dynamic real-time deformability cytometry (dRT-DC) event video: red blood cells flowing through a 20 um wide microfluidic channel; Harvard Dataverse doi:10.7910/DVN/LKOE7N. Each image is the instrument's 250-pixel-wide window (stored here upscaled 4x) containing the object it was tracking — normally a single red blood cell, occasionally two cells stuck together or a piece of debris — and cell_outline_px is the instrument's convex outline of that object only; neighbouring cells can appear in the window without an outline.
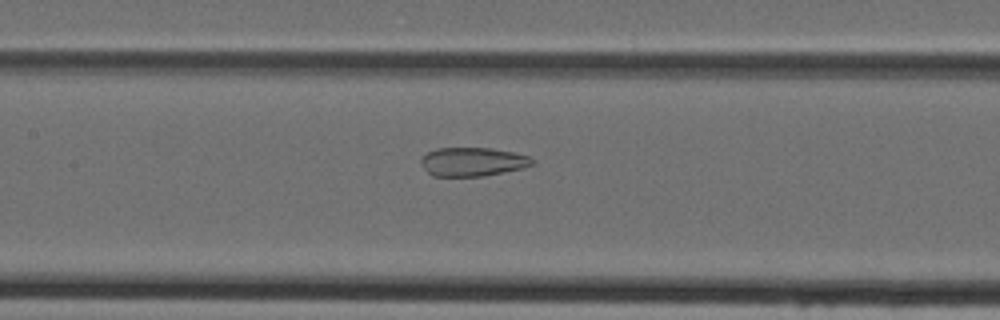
{"species": "Egyptian fruit bat (a non-hibernating species)", "species_latin": "Rousettus aegyptiacus", "temperature_condition": "cold", "stored_images_in_passage": 45, "camera_frame_rate_fps": 3000, "um_per_image_px": 0.085, "animal": {"sex": "female"}, "frame": {"image": 1, "passage_image": 20, "time_ms": 6.333, "image_size_px": [1000, 320], "cell_outline_px": [[536, 164], [520, 168], [484, 176], [432, 176], [420, 164], [420, 160], [428, 152], [436, 148], [492, 148], [516, 152], [528, 156], [536, 160]], "centroid_in_image_um": [40.2, 13.74], "position_along_channel_um": 167.2, "area_um2": 18.73}}
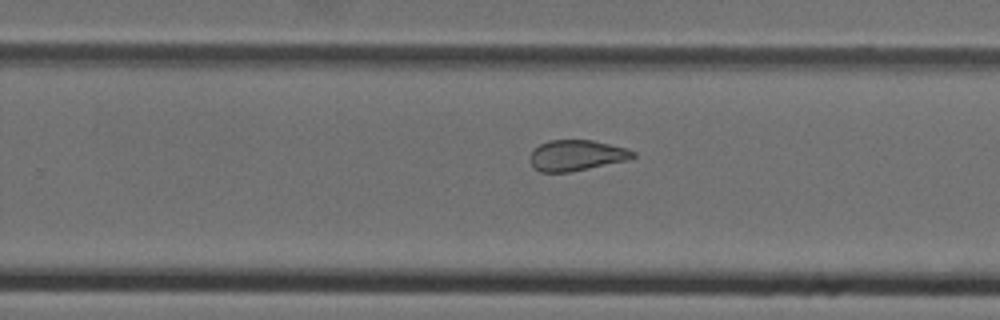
{"frame": {"image": 2, "passage_image": 28, "time_ms": 9.0, "image_size_px": [1000, 320], "cell_outline_px": [[636, 156], [628, 160], [572, 172], [540, 172], [532, 168], [532, 148], [548, 140], [592, 140], [624, 148], [636, 152]], "centroid_in_image_um": [48.99, 13.21], "position_along_channel_um": 280.8, "area_um2": 18.44}}
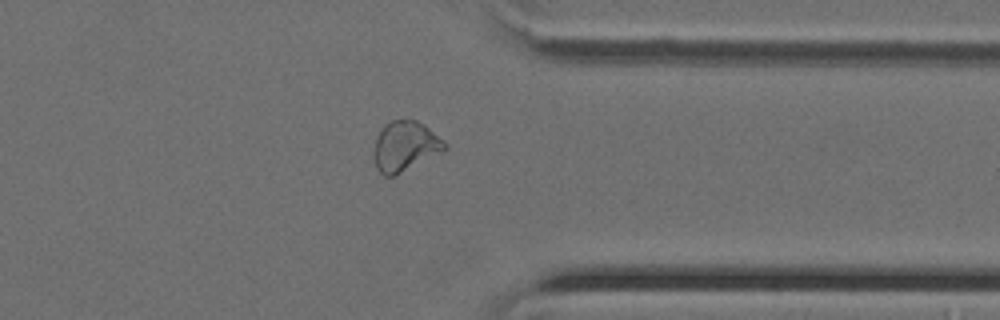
{"frame": {"image": 3, "passage_image": 35, "time_ms": 11.333, "image_size_px": [1000, 320], "cell_outline_px": [[448, 148], [396, 176], [384, 176], [376, 168], [372, 156], [372, 152], [376, 136], [392, 120], [408, 116], [424, 124], [444, 140], [448, 144]], "centroid_in_image_um": [34.42, 12.42], "position_along_channel_um": 377.0, "area_um2": 21.1}}